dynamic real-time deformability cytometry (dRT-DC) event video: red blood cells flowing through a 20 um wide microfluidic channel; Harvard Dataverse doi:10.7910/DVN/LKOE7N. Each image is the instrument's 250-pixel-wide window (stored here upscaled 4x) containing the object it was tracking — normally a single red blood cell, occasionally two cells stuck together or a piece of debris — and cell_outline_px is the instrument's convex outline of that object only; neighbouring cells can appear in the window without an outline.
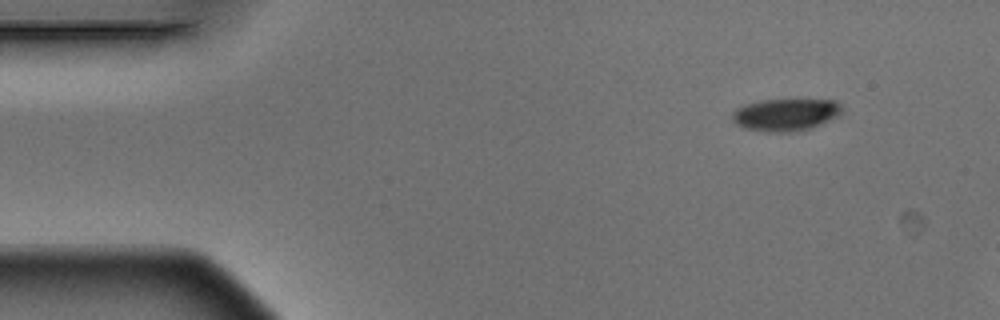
{"species": "Egyptian fruit bat (a non-hibernating species)", "species_latin": "Rousettus aegyptiacus", "temperature_condition": "warm", "stored_images_in_passage": 3, "camera_frame_rate_fps": 3000, "um_per_image_px": 0.085, "animal": {"sex": "male"}, "frame": {"image": 1, "passage_image": 1, "time_ms": 0.0, "image_size_px": [1000, 320], "cell_outline_px": [[844, 108], [836, 116], [812, 128], [788, 132], [772, 132], [744, 128], [736, 124], [732, 120], [732, 112], [736, 108], [744, 104], [764, 100], [836, 100]], "centroid_in_image_um": [66.75, 9.74], "position_along_channel_um": 18.2, "area_um2": 20.46}}